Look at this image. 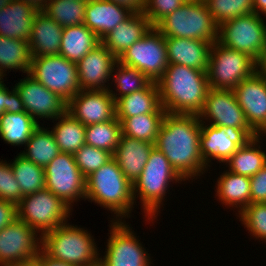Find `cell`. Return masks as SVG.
I'll return each mask as SVG.
<instances>
[{
  "mask_svg": "<svg viewBox=\"0 0 266 266\" xmlns=\"http://www.w3.org/2000/svg\"><path fill=\"white\" fill-rule=\"evenodd\" d=\"M201 124L198 115L167 113L154 144L185 182L208 171L200 153Z\"/></svg>",
  "mask_w": 266,
  "mask_h": 266,
  "instance_id": "obj_1",
  "label": "cell"
},
{
  "mask_svg": "<svg viewBox=\"0 0 266 266\" xmlns=\"http://www.w3.org/2000/svg\"><path fill=\"white\" fill-rule=\"evenodd\" d=\"M157 83L161 106L169 114L198 115L210 89L206 71L179 64H169Z\"/></svg>",
  "mask_w": 266,
  "mask_h": 266,
  "instance_id": "obj_2",
  "label": "cell"
},
{
  "mask_svg": "<svg viewBox=\"0 0 266 266\" xmlns=\"http://www.w3.org/2000/svg\"><path fill=\"white\" fill-rule=\"evenodd\" d=\"M116 216L113 221H122L133 210V184L124 176L116 160L112 158L86 177V198ZM129 215V217H128Z\"/></svg>",
  "mask_w": 266,
  "mask_h": 266,
  "instance_id": "obj_3",
  "label": "cell"
},
{
  "mask_svg": "<svg viewBox=\"0 0 266 266\" xmlns=\"http://www.w3.org/2000/svg\"><path fill=\"white\" fill-rule=\"evenodd\" d=\"M67 223L41 236V250L50 258L75 266H100L101 253L93 236Z\"/></svg>",
  "mask_w": 266,
  "mask_h": 266,
  "instance_id": "obj_4",
  "label": "cell"
},
{
  "mask_svg": "<svg viewBox=\"0 0 266 266\" xmlns=\"http://www.w3.org/2000/svg\"><path fill=\"white\" fill-rule=\"evenodd\" d=\"M184 181L173 169L165 155L154 147L139 178L133 184V197H139L146 221L156 219L171 182ZM168 190V191H167ZM166 194V195H165ZM137 196V197H136ZM151 219V220H150Z\"/></svg>",
  "mask_w": 266,
  "mask_h": 266,
  "instance_id": "obj_5",
  "label": "cell"
},
{
  "mask_svg": "<svg viewBox=\"0 0 266 266\" xmlns=\"http://www.w3.org/2000/svg\"><path fill=\"white\" fill-rule=\"evenodd\" d=\"M155 28L164 37L197 39L210 43L218 40V26L203 0H187Z\"/></svg>",
  "mask_w": 266,
  "mask_h": 266,
  "instance_id": "obj_6",
  "label": "cell"
},
{
  "mask_svg": "<svg viewBox=\"0 0 266 266\" xmlns=\"http://www.w3.org/2000/svg\"><path fill=\"white\" fill-rule=\"evenodd\" d=\"M72 210L58 196L44 188L22 197L17 204V219L42 236L68 222Z\"/></svg>",
  "mask_w": 266,
  "mask_h": 266,
  "instance_id": "obj_7",
  "label": "cell"
},
{
  "mask_svg": "<svg viewBox=\"0 0 266 266\" xmlns=\"http://www.w3.org/2000/svg\"><path fill=\"white\" fill-rule=\"evenodd\" d=\"M255 71L256 61L248 54L213 42L206 71L211 89L234 90Z\"/></svg>",
  "mask_w": 266,
  "mask_h": 266,
  "instance_id": "obj_8",
  "label": "cell"
},
{
  "mask_svg": "<svg viewBox=\"0 0 266 266\" xmlns=\"http://www.w3.org/2000/svg\"><path fill=\"white\" fill-rule=\"evenodd\" d=\"M217 42L256 61L266 46V22L256 13L236 17L218 26Z\"/></svg>",
  "mask_w": 266,
  "mask_h": 266,
  "instance_id": "obj_9",
  "label": "cell"
},
{
  "mask_svg": "<svg viewBox=\"0 0 266 266\" xmlns=\"http://www.w3.org/2000/svg\"><path fill=\"white\" fill-rule=\"evenodd\" d=\"M29 74L66 102L80 91L76 63L62 55L31 57Z\"/></svg>",
  "mask_w": 266,
  "mask_h": 266,
  "instance_id": "obj_10",
  "label": "cell"
},
{
  "mask_svg": "<svg viewBox=\"0 0 266 266\" xmlns=\"http://www.w3.org/2000/svg\"><path fill=\"white\" fill-rule=\"evenodd\" d=\"M118 62L135 67L157 83L169 65L165 37L155 27H151L118 58Z\"/></svg>",
  "mask_w": 266,
  "mask_h": 266,
  "instance_id": "obj_11",
  "label": "cell"
},
{
  "mask_svg": "<svg viewBox=\"0 0 266 266\" xmlns=\"http://www.w3.org/2000/svg\"><path fill=\"white\" fill-rule=\"evenodd\" d=\"M45 188L71 209L74 202L86 198V178L73 154L60 152L45 168Z\"/></svg>",
  "mask_w": 266,
  "mask_h": 266,
  "instance_id": "obj_12",
  "label": "cell"
},
{
  "mask_svg": "<svg viewBox=\"0 0 266 266\" xmlns=\"http://www.w3.org/2000/svg\"><path fill=\"white\" fill-rule=\"evenodd\" d=\"M110 236L100 266H151L150 255L126 221L110 220ZM137 237V238H136Z\"/></svg>",
  "mask_w": 266,
  "mask_h": 266,
  "instance_id": "obj_13",
  "label": "cell"
},
{
  "mask_svg": "<svg viewBox=\"0 0 266 266\" xmlns=\"http://www.w3.org/2000/svg\"><path fill=\"white\" fill-rule=\"evenodd\" d=\"M257 134L251 128L220 127L201 124L200 153L205 165L216 159L225 163L238 149Z\"/></svg>",
  "mask_w": 266,
  "mask_h": 266,
  "instance_id": "obj_14",
  "label": "cell"
},
{
  "mask_svg": "<svg viewBox=\"0 0 266 266\" xmlns=\"http://www.w3.org/2000/svg\"><path fill=\"white\" fill-rule=\"evenodd\" d=\"M41 250V236L25 222L16 219L0 231V266L37 258Z\"/></svg>",
  "mask_w": 266,
  "mask_h": 266,
  "instance_id": "obj_15",
  "label": "cell"
},
{
  "mask_svg": "<svg viewBox=\"0 0 266 266\" xmlns=\"http://www.w3.org/2000/svg\"><path fill=\"white\" fill-rule=\"evenodd\" d=\"M20 95L25 111L37 122L56 119L66 112L67 102L44 87L29 73L13 86Z\"/></svg>",
  "mask_w": 266,
  "mask_h": 266,
  "instance_id": "obj_16",
  "label": "cell"
},
{
  "mask_svg": "<svg viewBox=\"0 0 266 266\" xmlns=\"http://www.w3.org/2000/svg\"><path fill=\"white\" fill-rule=\"evenodd\" d=\"M198 117L201 123L209 121L212 126L250 128L233 90L210 88Z\"/></svg>",
  "mask_w": 266,
  "mask_h": 266,
  "instance_id": "obj_17",
  "label": "cell"
},
{
  "mask_svg": "<svg viewBox=\"0 0 266 266\" xmlns=\"http://www.w3.org/2000/svg\"><path fill=\"white\" fill-rule=\"evenodd\" d=\"M66 111L85 126L116 117V101L109 90H80L67 102Z\"/></svg>",
  "mask_w": 266,
  "mask_h": 266,
  "instance_id": "obj_18",
  "label": "cell"
},
{
  "mask_svg": "<svg viewBox=\"0 0 266 266\" xmlns=\"http://www.w3.org/2000/svg\"><path fill=\"white\" fill-rule=\"evenodd\" d=\"M233 91L250 128L257 135L266 136V80L255 71Z\"/></svg>",
  "mask_w": 266,
  "mask_h": 266,
  "instance_id": "obj_19",
  "label": "cell"
},
{
  "mask_svg": "<svg viewBox=\"0 0 266 266\" xmlns=\"http://www.w3.org/2000/svg\"><path fill=\"white\" fill-rule=\"evenodd\" d=\"M117 61L102 43L96 46L76 63L80 90H108L111 85L108 81Z\"/></svg>",
  "mask_w": 266,
  "mask_h": 266,
  "instance_id": "obj_20",
  "label": "cell"
},
{
  "mask_svg": "<svg viewBox=\"0 0 266 266\" xmlns=\"http://www.w3.org/2000/svg\"><path fill=\"white\" fill-rule=\"evenodd\" d=\"M169 64L207 71L213 43L197 39L165 37Z\"/></svg>",
  "mask_w": 266,
  "mask_h": 266,
  "instance_id": "obj_21",
  "label": "cell"
},
{
  "mask_svg": "<svg viewBox=\"0 0 266 266\" xmlns=\"http://www.w3.org/2000/svg\"><path fill=\"white\" fill-rule=\"evenodd\" d=\"M133 13L125 7L107 0H88L84 25L102 40L119 23L124 22Z\"/></svg>",
  "mask_w": 266,
  "mask_h": 266,
  "instance_id": "obj_22",
  "label": "cell"
},
{
  "mask_svg": "<svg viewBox=\"0 0 266 266\" xmlns=\"http://www.w3.org/2000/svg\"><path fill=\"white\" fill-rule=\"evenodd\" d=\"M149 19L142 13H133L116 25L101 43L118 59L131 45L140 40L151 28Z\"/></svg>",
  "mask_w": 266,
  "mask_h": 266,
  "instance_id": "obj_23",
  "label": "cell"
},
{
  "mask_svg": "<svg viewBox=\"0 0 266 266\" xmlns=\"http://www.w3.org/2000/svg\"><path fill=\"white\" fill-rule=\"evenodd\" d=\"M62 34V26L44 12L38 11L28 42L31 57L59 55Z\"/></svg>",
  "mask_w": 266,
  "mask_h": 266,
  "instance_id": "obj_24",
  "label": "cell"
},
{
  "mask_svg": "<svg viewBox=\"0 0 266 266\" xmlns=\"http://www.w3.org/2000/svg\"><path fill=\"white\" fill-rule=\"evenodd\" d=\"M154 147L152 143L121 136L113 158L116 160L124 176L132 184L135 183L142 173Z\"/></svg>",
  "mask_w": 266,
  "mask_h": 266,
  "instance_id": "obj_25",
  "label": "cell"
},
{
  "mask_svg": "<svg viewBox=\"0 0 266 266\" xmlns=\"http://www.w3.org/2000/svg\"><path fill=\"white\" fill-rule=\"evenodd\" d=\"M37 12L22 0H12L0 10V36L29 42Z\"/></svg>",
  "mask_w": 266,
  "mask_h": 266,
  "instance_id": "obj_26",
  "label": "cell"
},
{
  "mask_svg": "<svg viewBox=\"0 0 266 266\" xmlns=\"http://www.w3.org/2000/svg\"><path fill=\"white\" fill-rule=\"evenodd\" d=\"M226 171L217 179L215 196L225 207H235L240 213L251 204L250 177Z\"/></svg>",
  "mask_w": 266,
  "mask_h": 266,
  "instance_id": "obj_27",
  "label": "cell"
},
{
  "mask_svg": "<svg viewBox=\"0 0 266 266\" xmlns=\"http://www.w3.org/2000/svg\"><path fill=\"white\" fill-rule=\"evenodd\" d=\"M148 113H167L161 106L159 86L156 82H151L145 89L125 95L116 101V117H134Z\"/></svg>",
  "mask_w": 266,
  "mask_h": 266,
  "instance_id": "obj_28",
  "label": "cell"
},
{
  "mask_svg": "<svg viewBox=\"0 0 266 266\" xmlns=\"http://www.w3.org/2000/svg\"><path fill=\"white\" fill-rule=\"evenodd\" d=\"M100 43L98 36L84 24L64 27L59 55L77 63Z\"/></svg>",
  "mask_w": 266,
  "mask_h": 266,
  "instance_id": "obj_29",
  "label": "cell"
},
{
  "mask_svg": "<svg viewBox=\"0 0 266 266\" xmlns=\"http://www.w3.org/2000/svg\"><path fill=\"white\" fill-rule=\"evenodd\" d=\"M262 135H257L249 140L224 163L230 172L252 177L266 165V153L259 145ZM228 164V165H227Z\"/></svg>",
  "mask_w": 266,
  "mask_h": 266,
  "instance_id": "obj_30",
  "label": "cell"
},
{
  "mask_svg": "<svg viewBox=\"0 0 266 266\" xmlns=\"http://www.w3.org/2000/svg\"><path fill=\"white\" fill-rule=\"evenodd\" d=\"M39 125L26 111L16 114L4 112L0 116V137L12 146H22Z\"/></svg>",
  "mask_w": 266,
  "mask_h": 266,
  "instance_id": "obj_31",
  "label": "cell"
},
{
  "mask_svg": "<svg viewBox=\"0 0 266 266\" xmlns=\"http://www.w3.org/2000/svg\"><path fill=\"white\" fill-rule=\"evenodd\" d=\"M30 66L29 43L21 39L0 36V78L3 79L6 71L9 72L11 69L27 74L30 71Z\"/></svg>",
  "mask_w": 266,
  "mask_h": 266,
  "instance_id": "obj_32",
  "label": "cell"
},
{
  "mask_svg": "<svg viewBox=\"0 0 266 266\" xmlns=\"http://www.w3.org/2000/svg\"><path fill=\"white\" fill-rule=\"evenodd\" d=\"M51 128L60 152L74 154L85 144L86 126L73 118L67 111L55 119Z\"/></svg>",
  "mask_w": 266,
  "mask_h": 266,
  "instance_id": "obj_33",
  "label": "cell"
},
{
  "mask_svg": "<svg viewBox=\"0 0 266 266\" xmlns=\"http://www.w3.org/2000/svg\"><path fill=\"white\" fill-rule=\"evenodd\" d=\"M25 147L19 154L44 168L60 153L51 130L40 125L34 130Z\"/></svg>",
  "mask_w": 266,
  "mask_h": 266,
  "instance_id": "obj_34",
  "label": "cell"
},
{
  "mask_svg": "<svg viewBox=\"0 0 266 266\" xmlns=\"http://www.w3.org/2000/svg\"><path fill=\"white\" fill-rule=\"evenodd\" d=\"M167 113L139 114L134 117H116L121 122L122 135L155 144Z\"/></svg>",
  "mask_w": 266,
  "mask_h": 266,
  "instance_id": "obj_35",
  "label": "cell"
},
{
  "mask_svg": "<svg viewBox=\"0 0 266 266\" xmlns=\"http://www.w3.org/2000/svg\"><path fill=\"white\" fill-rule=\"evenodd\" d=\"M111 78L112 82H114V86H116V92L111 89V86L108 90L115 101L125 95L145 89L152 82L145 74L135 67L121 64L118 61L113 66Z\"/></svg>",
  "mask_w": 266,
  "mask_h": 266,
  "instance_id": "obj_36",
  "label": "cell"
},
{
  "mask_svg": "<svg viewBox=\"0 0 266 266\" xmlns=\"http://www.w3.org/2000/svg\"><path fill=\"white\" fill-rule=\"evenodd\" d=\"M15 159V160H14ZM10 164L23 196L33 194L45 188L44 167L34 164L18 154Z\"/></svg>",
  "mask_w": 266,
  "mask_h": 266,
  "instance_id": "obj_37",
  "label": "cell"
},
{
  "mask_svg": "<svg viewBox=\"0 0 266 266\" xmlns=\"http://www.w3.org/2000/svg\"><path fill=\"white\" fill-rule=\"evenodd\" d=\"M88 0H49L42 12L54 19L60 26L84 24Z\"/></svg>",
  "mask_w": 266,
  "mask_h": 266,
  "instance_id": "obj_38",
  "label": "cell"
},
{
  "mask_svg": "<svg viewBox=\"0 0 266 266\" xmlns=\"http://www.w3.org/2000/svg\"><path fill=\"white\" fill-rule=\"evenodd\" d=\"M121 136V122L115 117L108 122L87 125L85 144L114 154Z\"/></svg>",
  "mask_w": 266,
  "mask_h": 266,
  "instance_id": "obj_39",
  "label": "cell"
},
{
  "mask_svg": "<svg viewBox=\"0 0 266 266\" xmlns=\"http://www.w3.org/2000/svg\"><path fill=\"white\" fill-rule=\"evenodd\" d=\"M219 26L239 16L254 13L253 0H203Z\"/></svg>",
  "mask_w": 266,
  "mask_h": 266,
  "instance_id": "obj_40",
  "label": "cell"
},
{
  "mask_svg": "<svg viewBox=\"0 0 266 266\" xmlns=\"http://www.w3.org/2000/svg\"><path fill=\"white\" fill-rule=\"evenodd\" d=\"M237 214L248 233L266 243V203H251Z\"/></svg>",
  "mask_w": 266,
  "mask_h": 266,
  "instance_id": "obj_41",
  "label": "cell"
},
{
  "mask_svg": "<svg viewBox=\"0 0 266 266\" xmlns=\"http://www.w3.org/2000/svg\"><path fill=\"white\" fill-rule=\"evenodd\" d=\"M76 164L86 178L113 158L109 151L84 144L74 154Z\"/></svg>",
  "mask_w": 266,
  "mask_h": 266,
  "instance_id": "obj_42",
  "label": "cell"
},
{
  "mask_svg": "<svg viewBox=\"0 0 266 266\" xmlns=\"http://www.w3.org/2000/svg\"><path fill=\"white\" fill-rule=\"evenodd\" d=\"M23 195L21 188L16 181L12 166L6 160L0 161V199L18 204Z\"/></svg>",
  "mask_w": 266,
  "mask_h": 266,
  "instance_id": "obj_43",
  "label": "cell"
},
{
  "mask_svg": "<svg viewBox=\"0 0 266 266\" xmlns=\"http://www.w3.org/2000/svg\"><path fill=\"white\" fill-rule=\"evenodd\" d=\"M187 0H144L143 13L155 27L169 13L180 8Z\"/></svg>",
  "mask_w": 266,
  "mask_h": 266,
  "instance_id": "obj_44",
  "label": "cell"
},
{
  "mask_svg": "<svg viewBox=\"0 0 266 266\" xmlns=\"http://www.w3.org/2000/svg\"><path fill=\"white\" fill-rule=\"evenodd\" d=\"M251 203H266V165L250 177Z\"/></svg>",
  "mask_w": 266,
  "mask_h": 266,
  "instance_id": "obj_45",
  "label": "cell"
},
{
  "mask_svg": "<svg viewBox=\"0 0 266 266\" xmlns=\"http://www.w3.org/2000/svg\"><path fill=\"white\" fill-rule=\"evenodd\" d=\"M17 219V205L0 199V231Z\"/></svg>",
  "mask_w": 266,
  "mask_h": 266,
  "instance_id": "obj_46",
  "label": "cell"
},
{
  "mask_svg": "<svg viewBox=\"0 0 266 266\" xmlns=\"http://www.w3.org/2000/svg\"><path fill=\"white\" fill-rule=\"evenodd\" d=\"M23 111H25V108L19 93L14 87L11 88V91L7 87V110L5 112L16 114Z\"/></svg>",
  "mask_w": 266,
  "mask_h": 266,
  "instance_id": "obj_47",
  "label": "cell"
},
{
  "mask_svg": "<svg viewBox=\"0 0 266 266\" xmlns=\"http://www.w3.org/2000/svg\"><path fill=\"white\" fill-rule=\"evenodd\" d=\"M115 4L125 7L132 13H142L144 10V0H107Z\"/></svg>",
  "mask_w": 266,
  "mask_h": 266,
  "instance_id": "obj_48",
  "label": "cell"
},
{
  "mask_svg": "<svg viewBox=\"0 0 266 266\" xmlns=\"http://www.w3.org/2000/svg\"><path fill=\"white\" fill-rule=\"evenodd\" d=\"M37 259L42 263V266H75L50 258L42 250H40Z\"/></svg>",
  "mask_w": 266,
  "mask_h": 266,
  "instance_id": "obj_49",
  "label": "cell"
},
{
  "mask_svg": "<svg viewBox=\"0 0 266 266\" xmlns=\"http://www.w3.org/2000/svg\"><path fill=\"white\" fill-rule=\"evenodd\" d=\"M256 72L266 80V46L256 60Z\"/></svg>",
  "mask_w": 266,
  "mask_h": 266,
  "instance_id": "obj_50",
  "label": "cell"
},
{
  "mask_svg": "<svg viewBox=\"0 0 266 266\" xmlns=\"http://www.w3.org/2000/svg\"><path fill=\"white\" fill-rule=\"evenodd\" d=\"M7 110V86L0 79V116Z\"/></svg>",
  "mask_w": 266,
  "mask_h": 266,
  "instance_id": "obj_51",
  "label": "cell"
},
{
  "mask_svg": "<svg viewBox=\"0 0 266 266\" xmlns=\"http://www.w3.org/2000/svg\"><path fill=\"white\" fill-rule=\"evenodd\" d=\"M254 13L257 15H265L266 17V0H253Z\"/></svg>",
  "mask_w": 266,
  "mask_h": 266,
  "instance_id": "obj_52",
  "label": "cell"
},
{
  "mask_svg": "<svg viewBox=\"0 0 266 266\" xmlns=\"http://www.w3.org/2000/svg\"><path fill=\"white\" fill-rule=\"evenodd\" d=\"M25 3H28L38 11H42L49 0H22Z\"/></svg>",
  "mask_w": 266,
  "mask_h": 266,
  "instance_id": "obj_53",
  "label": "cell"
},
{
  "mask_svg": "<svg viewBox=\"0 0 266 266\" xmlns=\"http://www.w3.org/2000/svg\"><path fill=\"white\" fill-rule=\"evenodd\" d=\"M15 266H42V263L37 258H35L29 261L16 264Z\"/></svg>",
  "mask_w": 266,
  "mask_h": 266,
  "instance_id": "obj_54",
  "label": "cell"
},
{
  "mask_svg": "<svg viewBox=\"0 0 266 266\" xmlns=\"http://www.w3.org/2000/svg\"><path fill=\"white\" fill-rule=\"evenodd\" d=\"M12 0H0V10L8 5Z\"/></svg>",
  "mask_w": 266,
  "mask_h": 266,
  "instance_id": "obj_55",
  "label": "cell"
}]
</instances>
